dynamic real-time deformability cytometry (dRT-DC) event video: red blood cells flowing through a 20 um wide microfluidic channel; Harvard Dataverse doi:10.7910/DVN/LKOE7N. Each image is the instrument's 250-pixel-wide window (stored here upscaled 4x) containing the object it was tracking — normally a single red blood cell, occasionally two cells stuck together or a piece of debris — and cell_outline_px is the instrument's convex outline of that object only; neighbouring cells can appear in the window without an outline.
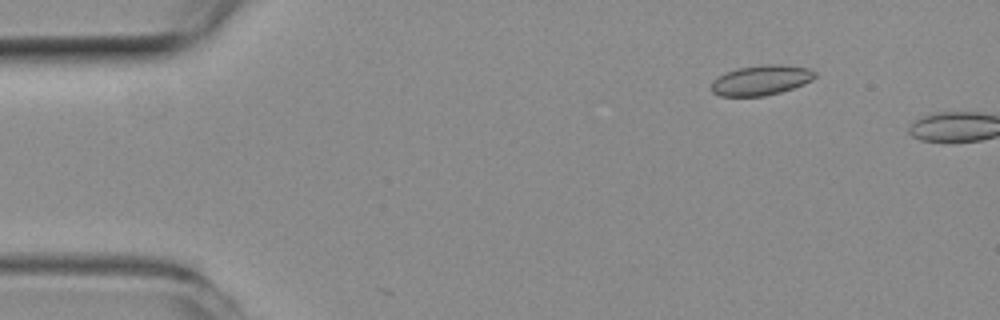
{"species": "common noctule bat (a hibernating species)", "species_latin": "Nyctalus noctula", "temperature_condition": "room temperature", "stored_images_in_passage": 9, "camera_frame_rate_fps": 3000, "um_per_image_px": 0.085, "animal": {"sex": "female", "body_mass_g": 19.3, "forearm_length_mm": 54.1}, "frame": {"image": 1, "passage_image": 7, "time_ms": 2.0, "image_size_px": [1000, 320], "cell_outline_px": [[816, 76], [812, 80], [804, 84], [780, 92], [764, 96], [720, 96], [712, 92], [712, 80], [724, 72], [740, 68], [764, 64], [776, 64], [808, 68], [816, 72]], "centroid_in_image_um": [64.68, 6.82], "position_along_channel_um": 20.3, "area_um2": 18.09}}